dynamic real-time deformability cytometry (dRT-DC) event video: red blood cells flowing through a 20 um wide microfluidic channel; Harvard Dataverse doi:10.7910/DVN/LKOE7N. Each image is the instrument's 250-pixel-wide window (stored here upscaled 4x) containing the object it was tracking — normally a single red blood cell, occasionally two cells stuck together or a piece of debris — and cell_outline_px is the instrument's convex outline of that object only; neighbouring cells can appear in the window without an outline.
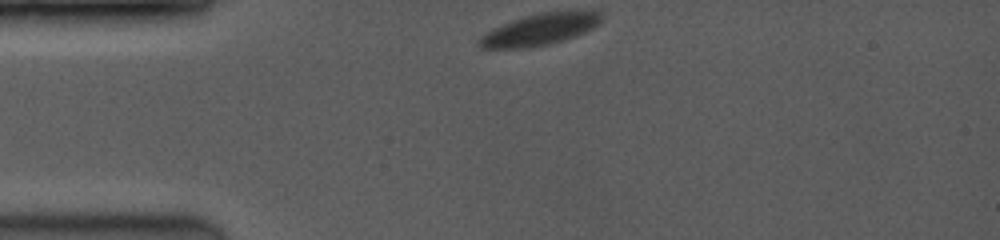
{"species": "common noctule bat (a hibernating species)", "species_latin": "Nyctalus noctula", "temperature_condition": "room temperature", "stored_images_in_passage": 47, "camera_frame_rate_fps": 3500, "um_per_image_px": 0.085, "animal": {"sex": "female", "body_mass_g": 19.0, "forearm_length_mm": 53.3}, "frame": {"image": 1, "passage_image": 1, "time_ms": 0.0, "image_size_px": [1000, 240], "cell_outline_px": [[600, 20], [592, 28], [572, 36], [548, 44], [524, 48], [480, 48], [476, 44], [476, 40], [480, 36], [512, 20], [524, 16], [540, 12], [600, 12]], "centroid_in_image_um": [45.76, 2.52], "position_along_channel_um": 39.2, "area_um2": 21.56}}
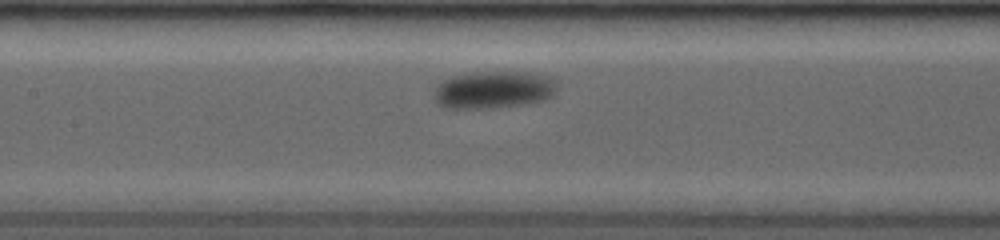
{"frame": {"image": 2, "passage_image": 16, "time_ms": 4.286, "image_size_px": [1000, 240], "cell_outline_px": [[556, 84], [552, 96], [540, 100], [520, 104], [484, 108], [440, 108], [436, 104], [436, 88], [440, 80], [452, 76], [472, 72], [528, 72], [548, 76], [556, 80]], "centroid_in_image_um": [41.9, 7.61], "position_along_channel_um": 165.5, "area_um2": 26.59}}
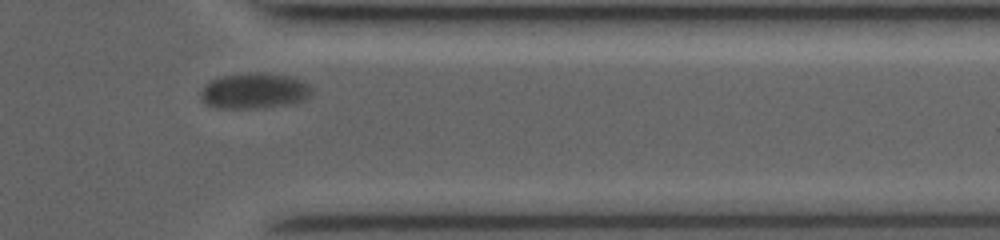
{"frame": {"image": 3, "passage_image": 40, "time_ms": 10.286, "image_size_px": [1000, 240], "cell_outline_px": [[312, 96], [304, 100], [292, 104], [256, 108], [216, 108], [208, 104], [200, 96], [200, 92], [204, 84], [220, 76], [248, 72], [260, 72], [292, 76], [308, 84], [312, 88]], "centroid_in_image_um": [21.64, 7.71], "position_along_channel_um": 389.8, "area_um2": 23.35}, "authors_computed_cell_mechanics": {"area_um2": 23.698, "velocity_mm_per_s": 3.7165, "shape_relaxation_time_tau1_ms": 1.566, "shape_relaxation_time_tau2_ms": null, "deformation_change_tau1": 0.0588, "deformation_change_tau2": null}}